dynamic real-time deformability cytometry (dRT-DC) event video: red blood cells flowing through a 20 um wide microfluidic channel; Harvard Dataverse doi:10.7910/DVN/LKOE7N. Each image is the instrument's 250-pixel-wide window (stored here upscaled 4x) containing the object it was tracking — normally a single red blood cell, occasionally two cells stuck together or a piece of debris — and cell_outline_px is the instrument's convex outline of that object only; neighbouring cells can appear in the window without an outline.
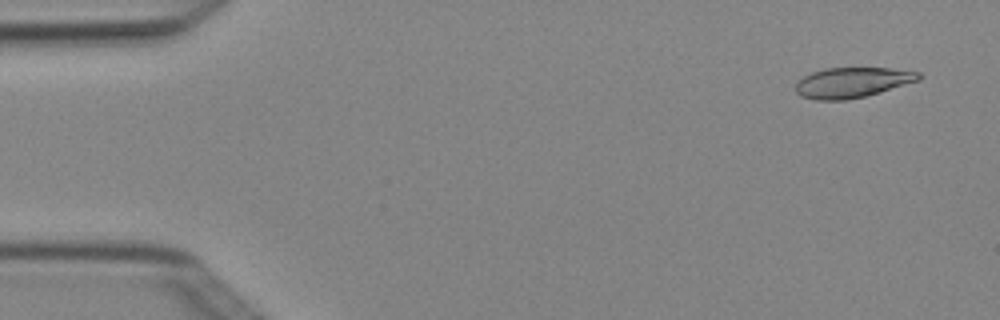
{"species": "Egyptian fruit bat (a non-hibernating species)", "species_latin": "Rousettus aegyptiacus", "temperature_condition": "cold", "stored_images_in_passage": 4, "camera_frame_rate_fps": 3000, "um_per_image_px": 0.085, "animal": {"sex": "female"}, "frame": {"image": 1, "passage_image": 1, "time_ms": 0.0, "image_size_px": [1000, 320], "cell_outline_px": [[924, 76], [920, 80], [880, 92], [864, 96], [844, 100], [816, 100], [800, 96], [796, 92], [796, 84], [804, 76], [812, 72], [828, 68], [888, 68], [920, 72]], "centroid_in_image_um": [72.47, 7.01], "position_along_channel_um": 12.5, "area_um2": 21.62}}
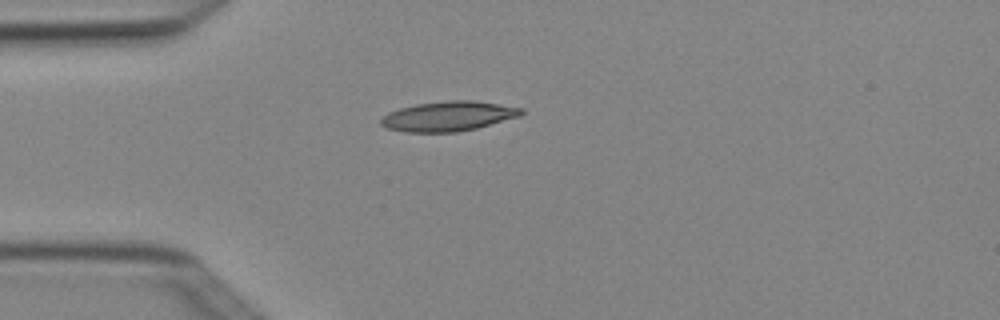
{"frame": {"image": 2, "passage_image": 3, "time_ms": 0.667, "image_size_px": [1000, 320], "cell_outline_px": [[524, 112], [520, 116], [476, 128], [456, 132], [408, 132], [388, 128], [380, 124], [380, 120], [388, 112], [400, 108], [416, 104], [448, 100], [476, 100], [524, 108]], "centroid_in_image_um": [38.13, 9.86], "position_along_channel_um": 46.9, "area_um2": 24.33}}